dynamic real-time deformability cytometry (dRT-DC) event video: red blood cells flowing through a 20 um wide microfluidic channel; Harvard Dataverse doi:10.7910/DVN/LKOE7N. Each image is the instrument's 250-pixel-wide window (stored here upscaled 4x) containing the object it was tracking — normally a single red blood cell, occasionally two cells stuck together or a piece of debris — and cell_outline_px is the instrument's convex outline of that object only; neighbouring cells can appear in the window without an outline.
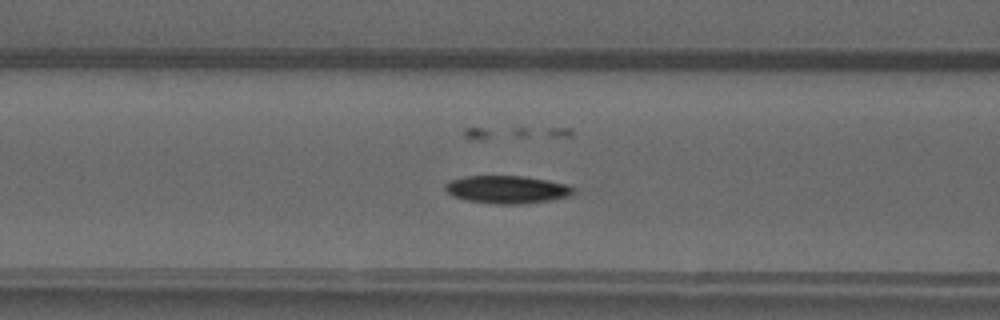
{"species": "common noctule bat (a hibernating species)", "species_latin": "Nyctalus noctula", "temperature_condition": "warm", "stored_images_in_passage": 47, "camera_frame_rate_fps": 3000, "um_per_image_px": 0.085, "animal": {"sex": "male", "forearm_length_mm": 52.5}, "frame": {"image": 1, "passage_image": 16, "time_ms": 5.0, "image_size_px": [1000, 320], "cell_outline_px": [[576, 192], [568, 196], [552, 200], [524, 204], [496, 204], [464, 200], [452, 196], [444, 188], [444, 184], [448, 180], [464, 176], [524, 176], [548, 180], [568, 184], [576, 188]], "centroid_in_image_um": [43.1, 16.11], "position_along_channel_um": 123.5, "area_um2": 21.15}}
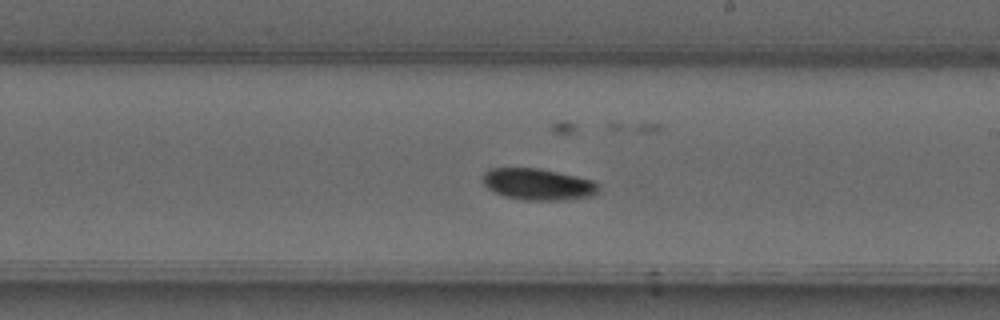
{"frame": {"image": 2, "passage_image": 25, "time_ms": 8.0, "image_size_px": [1000, 320], "cell_outline_px": [[600, 192], [596, 196], [568, 200], [524, 200], [504, 196], [488, 188], [484, 184], [484, 172], [492, 168], [540, 168], [576, 176], [592, 180], [600, 188]], "centroid_in_image_um": [45.8, 15.67], "position_along_channel_um": 243.2, "area_um2": 21.39}}
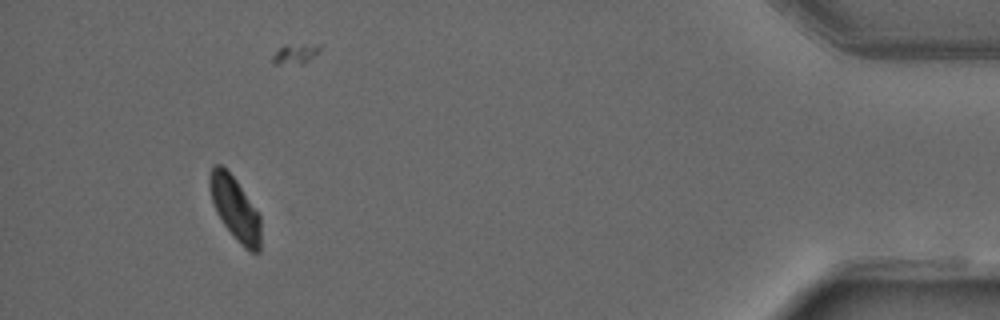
{"frame": {"image": 3, "passage_image": 43, "time_ms": 14.0, "image_size_px": [1000, 320], "cell_outline_px": [[260, 252], [248, 252], [240, 244], [224, 224], [216, 212], [212, 200], [208, 184], [208, 176], [212, 168], [216, 164], [220, 164], [236, 180], [260, 216]], "centroid_in_image_um": [19.97, 17.74], "position_along_channel_um": 415.2, "area_um2": 18.61}, "authors_computed_cell_mechanics": {"area_um2": 20.23, "velocity_mm_per_s": 4.0131, "shape_relaxation_time_tau1_ms": 4.2396, "shape_relaxation_time_tau2_ms": null, "deformation_change_tau1": 0.1436, "deformation_change_tau2": null}}